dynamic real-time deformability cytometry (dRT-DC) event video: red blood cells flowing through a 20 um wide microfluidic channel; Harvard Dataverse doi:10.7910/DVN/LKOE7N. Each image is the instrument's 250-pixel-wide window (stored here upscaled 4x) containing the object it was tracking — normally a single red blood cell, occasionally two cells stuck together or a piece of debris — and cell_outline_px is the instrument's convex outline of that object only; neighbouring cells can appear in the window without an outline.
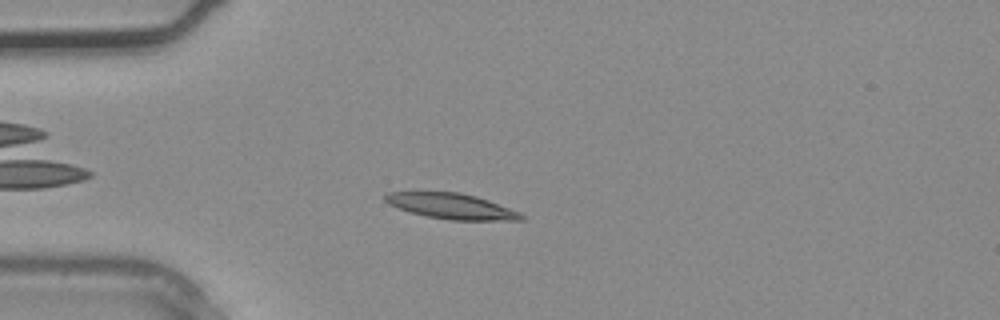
{"species": "common noctule bat (a hibernating species)", "species_latin": "Nyctalus noctula", "temperature_condition": "warm", "stored_images_in_passage": 3, "camera_frame_rate_fps": 3000, "um_per_image_px": 0.085, "animal": {"sex": "male", "body_mass_g": 20.4}, "frame": {"image": 1, "passage_image": 3, "time_ms": 0.667, "image_size_px": [1000, 320], "cell_outline_px": [[524, 220], [452, 220], [428, 216], [412, 212], [388, 204], [384, 200], [384, 192], [460, 192], [476, 196], [488, 200], [520, 212], [524, 216]], "centroid_in_image_um": [38.38, 17.51], "position_along_channel_um": 46.6, "area_um2": 20.06}}